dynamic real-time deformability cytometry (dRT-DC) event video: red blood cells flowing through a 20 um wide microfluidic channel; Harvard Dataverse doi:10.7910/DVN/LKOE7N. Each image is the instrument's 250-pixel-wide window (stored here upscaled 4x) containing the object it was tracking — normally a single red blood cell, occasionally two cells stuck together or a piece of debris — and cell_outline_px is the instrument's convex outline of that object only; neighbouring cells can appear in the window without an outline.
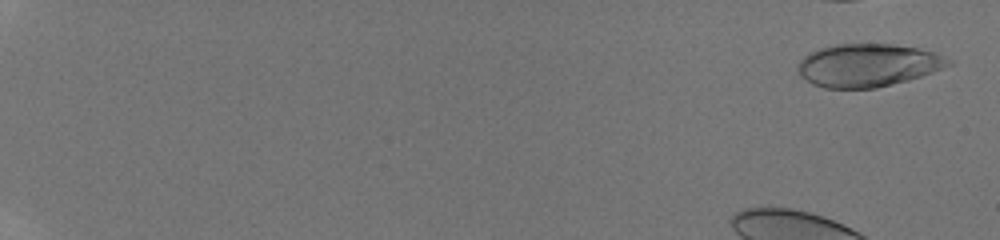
{"species": "human", "species_latin": "Homo sapiens", "temperature_condition": "room temperature", "stored_images_in_passage": 51, "camera_frame_rate_fps": 3000, "um_per_image_px": 0.085, "donor": {"sex": "male"}, "frame": {"image": 1, "passage_image": 2, "time_ms": 0.333, "image_size_px": [1000, 240], "cell_outline_px": [[952, 64], [932, 72], [908, 80], [876, 88], [824, 88], [812, 84], [800, 76], [796, 68], [796, 64], [808, 52], [820, 48], [836, 44], [892, 44], [916, 48], [936, 52], [952, 60]], "centroid_in_image_um": [73.73, 5.54], "position_along_channel_um": 11.3, "area_um2": 37.8}}
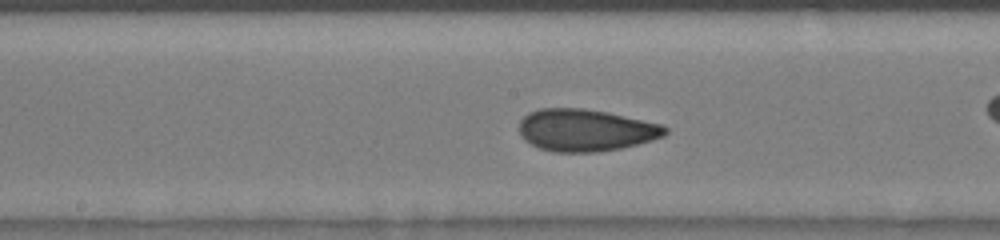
{"frame": {"image": 2, "passage_image": 29, "time_ms": 9.333, "image_size_px": [1000, 240], "cell_outline_px": [[668, 132], [664, 136], [652, 140], [620, 148], [596, 152], [552, 152], [540, 148], [524, 140], [520, 136], [520, 120], [528, 112], [540, 108], [584, 108], [608, 112], [660, 124], [668, 128]], "centroid_in_image_um": [49.76, 11.06], "position_along_channel_um": 198.4, "area_um2": 35.84}}
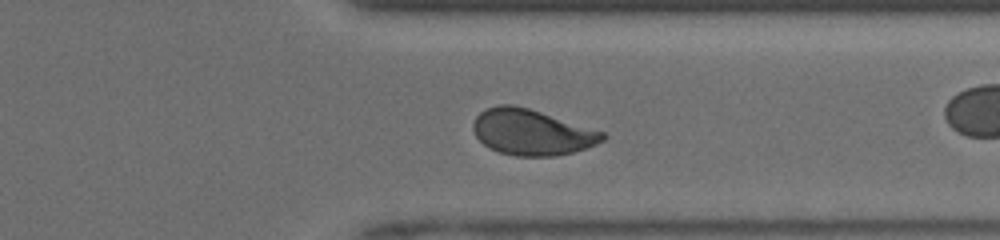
{"frame": {"image": 3, "passage_image": 41, "time_ms": 13.333, "image_size_px": [1000, 240], "cell_outline_px": [[608, 136], [604, 140], [596, 144], [572, 152], [556, 156], [516, 156], [500, 152], [488, 148], [476, 136], [472, 128], [472, 124], [476, 116], [484, 108], [500, 104], [512, 104], [528, 108], [604, 132]], "centroid_in_image_um": [45.16, 11.23], "position_along_channel_um": 366.2, "area_um2": 34.45}, "authors_computed_cell_mechanics": {"area_um2": 35.4892, "velocity_mm_per_s": 4.2011, "shape_relaxation_time_tau1_ms": null, "shape_relaxation_time_tau2_ms": 0.8561, "deformation_change_tau1": null, "deformation_change_tau2": 0.0555}}